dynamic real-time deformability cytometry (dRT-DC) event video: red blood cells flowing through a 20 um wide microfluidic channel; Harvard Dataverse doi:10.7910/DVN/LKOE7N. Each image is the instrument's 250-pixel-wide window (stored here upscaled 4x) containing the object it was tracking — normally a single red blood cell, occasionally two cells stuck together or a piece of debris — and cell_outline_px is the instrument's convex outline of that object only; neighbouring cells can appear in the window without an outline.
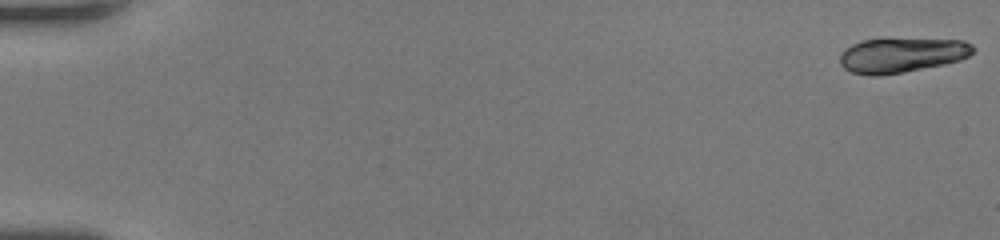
{"species": "human", "species_latin": "Homo sapiens", "temperature_condition": "room temperature", "stored_images_in_passage": 63, "camera_frame_rate_fps": 3000, "um_per_image_px": 0.085, "donor": {"sex": "female"}, "frame": {"image": 1, "passage_image": 1, "time_ms": 0.0, "image_size_px": [1000, 240], "cell_outline_px": [[976, 48], [968, 56], [960, 60], [944, 64], [904, 72], [880, 76], [868, 76], [852, 72], [844, 68], [840, 64], [840, 52], [852, 44], [860, 40], [884, 36], [964, 40], [972, 44]], "centroid_in_image_um": [76.62, 4.63], "position_along_channel_um": 8.4, "area_um2": 28.21}}
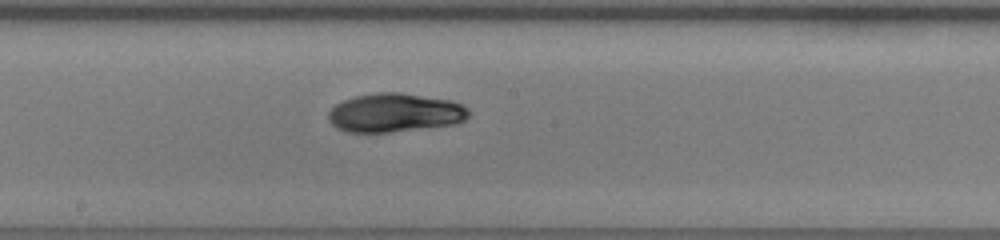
{"frame": {"image": 2, "passage_image": 36, "time_ms": 11.667, "image_size_px": [1000, 240], "cell_outline_px": [[472, 112], [464, 120], [456, 124], [388, 132], [348, 132], [336, 128], [328, 120], [328, 112], [336, 104], [344, 100], [356, 96], [376, 92], [400, 92], [452, 100], [464, 104]], "centroid_in_image_um": [33.59, 9.57], "position_along_channel_um": 214.6, "area_um2": 31.91}}
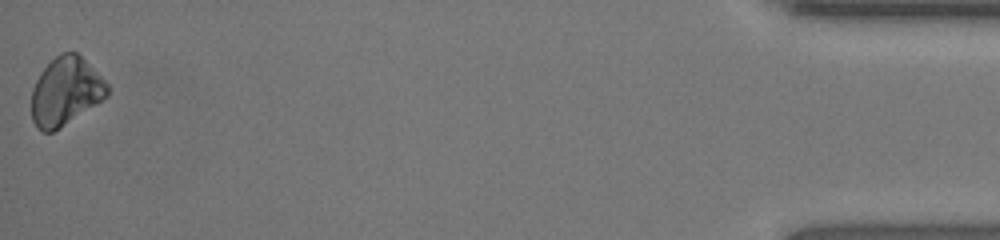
{"frame": {"image": 3, "passage_image": 63, "time_ms": 20.667, "image_size_px": [1000, 240], "cell_outline_px": [[108, 96], [60, 128], [52, 132], [44, 132], [32, 120], [32, 88], [40, 72], [60, 52], [76, 52], [108, 84]], "centroid_in_image_um": [5.56, 7.77], "position_along_channel_um": 429.6, "area_um2": 29.59}}